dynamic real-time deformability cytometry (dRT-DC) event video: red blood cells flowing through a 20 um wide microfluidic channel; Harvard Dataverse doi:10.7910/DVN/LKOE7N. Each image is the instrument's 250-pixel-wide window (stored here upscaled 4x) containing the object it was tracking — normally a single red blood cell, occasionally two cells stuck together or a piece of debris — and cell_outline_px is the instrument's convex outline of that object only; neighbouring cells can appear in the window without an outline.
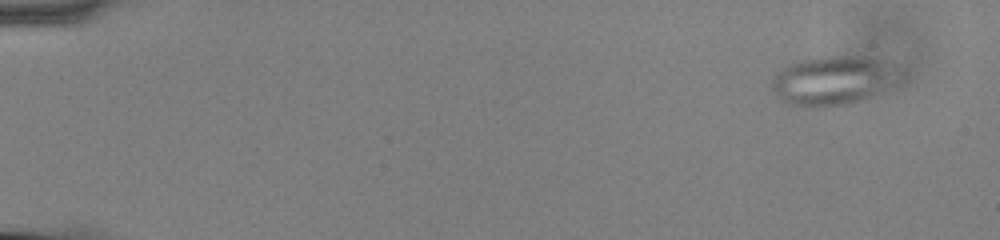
{"species": "common noctule bat (a hibernating species)", "species_latin": "Nyctalus noctula", "temperature_condition": "cold", "stored_images_in_passage": 57, "camera_frame_rate_fps": 3000, "um_per_image_px": 0.085, "animal": {"sex": "male", "body_mass_g": 13.0, "forearm_length_mm": 53.1}, "frame": {"image": 1, "passage_image": 4, "time_ms": 1.0, "image_size_px": [1000, 240], "cell_outline_px": [[908, 76], [904, 80], [868, 96], [848, 104], [824, 108], [812, 108], [788, 104], [776, 96], [772, 88], [772, 80], [788, 64], [800, 60], [824, 56], [860, 56], [892, 60], [900, 64], [904, 68]], "centroid_in_image_um": [70.99, 6.81], "position_along_channel_um": 14.0, "area_um2": 37.74}}
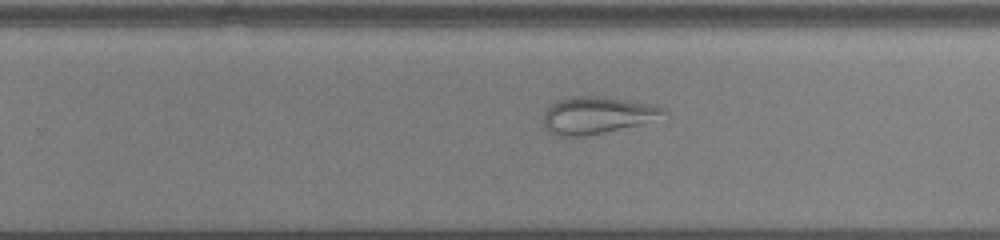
{"frame": {"image": 2, "passage_image": 38, "time_ms": 12.333, "image_size_px": [1000, 240], "cell_outline_px": [[668, 120], [584, 136], [556, 136], [544, 124], [544, 112], [556, 100], [572, 96], [596, 96], [652, 104], [668, 108]], "centroid_in_image_um": [50.93, 9.8], "position_along_channel_um": 278.9, "area_um2": 26.59}}
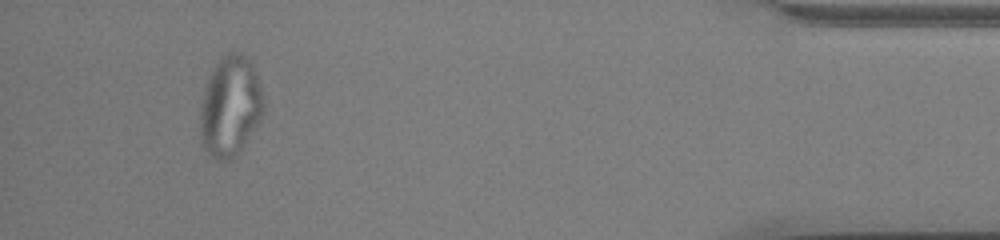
{"frame": {"image": 3, "passage_image": 54, "time_ms": 17.667, "image_size_px": [1000, 240], "cell_outline_px": [[264, 108], [260, 120], [240, 152], [228, 160], [216, 160], [204, 148], [200, 136], [200, 108], [204, 88], [212, 68], [228, 52], [240, 52], [248, 56], [252, 60], [264, 96]], "centroid_in_image_um": [19.59, 9.01], "position_along_channel_um": 415.6, "area_um2": 37.45}}